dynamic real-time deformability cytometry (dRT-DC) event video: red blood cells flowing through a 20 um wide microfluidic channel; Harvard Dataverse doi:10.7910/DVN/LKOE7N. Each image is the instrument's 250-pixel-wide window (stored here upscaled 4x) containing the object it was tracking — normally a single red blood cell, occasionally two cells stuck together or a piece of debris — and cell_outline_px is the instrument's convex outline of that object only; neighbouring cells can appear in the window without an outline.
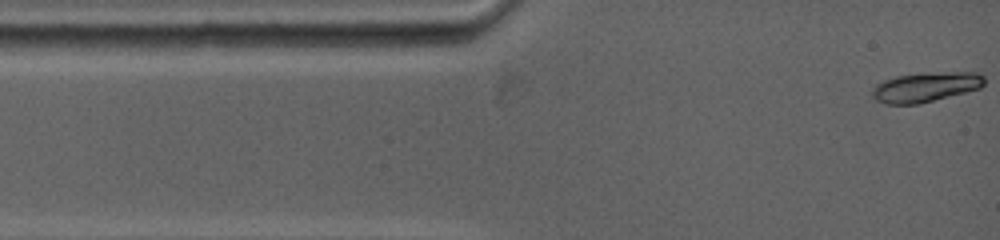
{"species": "common noctule bat (a hibernating species)", "species_latin": "Nyctalus noctula", "temperature_condition": "warm", "stored_images_in_passage": 41, "camera_frame_rate_fps": 5000, "um_per_image_px": 0.085, "animal": {"sex": "female", "body_mass_g": 19.0, "forearm_length_mm": 53.3}, "frame": {"image": 1, "passage_image": 1, "time_ms": 0.0, "image_size_px": [1000, 240], "cell_outline_px": [[984, 84], [980, 88], [920, 104], [884, 104], [876, 100], [872, 96], [872, 88], [876, 84], [884, 80], [896, 76], [948, 72], [976, 72], [984, 76]], "centroid_in_image_um": [78.66, 7.41], "position_along_channel_um": 6.3, "area_um2": 19.25}}
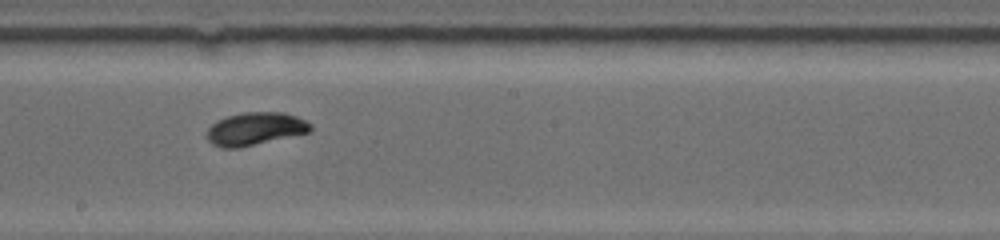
{"frame": {"image": 2, "passage_image": 17, "time_ms": 7.0, "image_size_px": [1000, 240], "cell_outline_px": [[312, 128], [308, 132], [240, 148], [220, 148], [212, 144], [204, 136], [204, 132], [216, 120], [228, 116], [244, 112], [284, 112], [296, 116], [312, 124]], "centroid_in_image_um": [21.63, 10.95], "position_along_channel_um": 226.6, "area_um2": 20.0}}
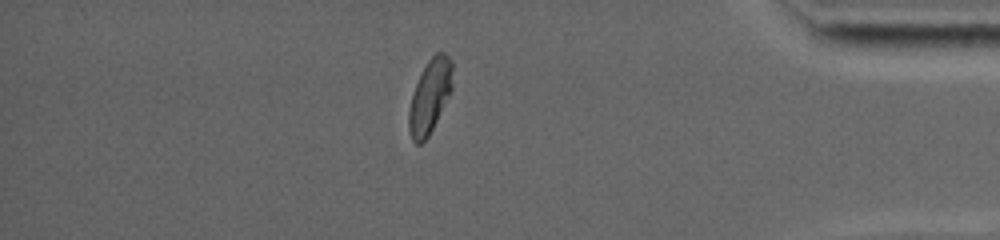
{"frame": {"image": 3, "passage_image": 33, "time_ms": 12.4, "image_size_px": [1000, 240], "cell_outline_px": [[452, 88], [428, 136], [420, 144], [416, 144], [412, 140], [408, 128], [408, 112], [412, 92], [428, 60], [436, 52], [444, 52], [452, 60]], "centroid_in_image_um": [36.52, 8.17], "position_along_channel_um": 398.7, "area_um2": 18.44}, "authors_computed_cell_mechanics": {"area_um2": 19.2474, "velocity_mm_per_s": 3.8588, "shape_relaxation_time_tau1_ms": 3.9561, "shape_relaxation_time_tau2_ms": null, "deformation_change_tau1": 0.161, "deformation_change_tau2": null}}